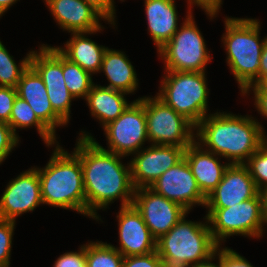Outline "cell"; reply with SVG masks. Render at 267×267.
Masks as SVG:
<instances>
[{
	"mask_svg": "<svg viewBox=\"0 0 267 267\" xmlns=\"http://www.w3.org/2000/svg\"><path fill=\"white\" fill-rule=\"evenodd\" d=\"M74 153L80 158L86 196V216L102 221L97 210H105L120 198L121 206L132 205L135 188L131 179L130 162L124 156L102 149L92 138H79Z\"/></svg>",
	"mask_w": 267,
	"mask_h": 267,
	"instance_id": "1",
	"label": "cell"
},
{
	"mask_svg": "<svg viewBox=\"0 0 267 267\" xmlns=\"http://www.w3.org/2000/svg\"><path fill=\"white\" fill-rule=\"evenodd\" d=\"M257 121L249 115L209 114L196 126L195 140L230 164H244L262 146L264 128Z\"/></svg>",
	"mask_w": 267,
	"mask_h": 267,
	"instance_id": "2",
	"label": "cell"
},
{
	"mask_svg": "<svg viewBox=\"0 0 267 267\" xmlns=\"http://www.w3.org/2000/svg\"><path fill=\"white\" fill-rule=\"evenodd\" d=\"M43 204L86 215V196L80 158L56 144L44 168H37Z\"/></svg>",
	"mask_w": 267,
	"mask_h": 267,
	"instance_id": "3",
	"label": "cell"
},
{
	"mask_svg": "<svg viewBox=\"0 0 267 267\" xmlns=\"http://www.w3.org/2000/svg\"><path fill=\"white\" fill-rule=\"evenodd\" d=\"M222 42L227 52V65L241 93L259 84V66L267 36L260 40V21L252 18H225Z\"/></svg>",
	"mask_w": 267,
	"mask_h": 267,
	"instance_id": "4",
	"label": "cell"
},
{
	"mask_svg": "<svg viewBox=\"0 0 267 267\" xmlns=\"http://www.w3.org/2000/svg\"><path fill=\"white\" fill-rule=\"evenodd\" d=\"M184 215L166 234L156 240V251L166 267H189L212 257L219 245L205 223L185 220Z\"/></svg>",
	"mask_w": 267,
	"mask_h": 267,
	"instance_id": "5",
	"label": "cell"
},
{
	"mask_svg": "<svg viewBox=\"0 0 267 267\" xmlns=\"http://www.w3.org/2000/svg\"><path fill=\"white\" fill-rule=\"evenodd\" d=\"M206 72L165 71L157 97L197 126L208 112Z\"/></svg>",
	"mask_w": 267,
	"mask_h": 267,
	"instance_id": "6",
	"label": "cell"
},
{
	"mask_svg": "<svg viewBox=\"0 0 267 267\" xmlns=\"http://www.w3.org/2000/svg\"><path fill=\"white\" fill-rule=\"evenodd\" d=\"M192 14H187L180 29L158 50L164 60L165 71L206 72L211 55Z\"/></svg>",
	"mask_w": 267,
	"mask_h": 267,
	"instance_id": "7",
	"label": "cell"
},
{
	"mask_svg": "<svg viewBox=\"0 0 267 267\" xmlns=\"http://www.w3.org/2000/svg\"><path fill=\"white\" fill-rule=\"evenodd\" d=\"M206 209L210 231L219 246L226 241V237L233 235L260 238L265 233L259 193L254 198L228 208Z\"/></svg>",
	"mask_w": 267,
	"mask_h": 267,
	"instance_id": "8",
	"label": "cell"
},
{
	"mask_svg": "<svg viewBox=\"0 0 267 267\" xmlns=\"http://www.w3.org/2000/svg\"><path fill=\"white\" fill-rule=\"evenodd\" d=\"M147 137L152 145L188 147L195 141L196 126L156 95L144 97Z\"/></svg>",
	"mask_w": 267,
	"mask_h": 267,
	"instance_id": "9",
	"label": "cell"
},
{
	"mask_svg": "<svg viewBox=\"0 0 267 267\" xmlns=\"http://www.w3.org/2000/svg\"><path fill=\"white\" fill-rule=\"evenodd\" d=\"M103 129L108 149L101 146L89 133L82 131L79 137L92 138L102 149L124 157L139 152L145 141L149 142L144 97L131 102L116 120L108 123Z\"/></svg>",
	"mask_w": 267,
	"mask_h": 267,
	"instance_id": "10",
	"label": "cell"
},
{
	"mask_svg": "<svg viewBox=\"0 0 267 267\" xmlns=\"http://www.w3.org/2000/svg\"><path fill=\"white\" fill-rule=\"evenodd\" d=\"M30 66L42 78L53 110L69 123L71 102L75 98L65 85L63 54L55 46L42 44L39 52L32 51Z\"/></svg>",
	"mask_w": 267,
	"mask_h": 267,
	"instance_id": "11",
	"label": "cell"
},
{
	"mask_svg": "<svg viewBox=\"0 0 267 267\" xmlns=\"http://www.w3.org/2000/svg\"><path fill=\"white\" fill-rule=\"evenodd\" d=\"M132 205L141 214L152 236L157 240L169 232L189 212L150 188L134 191Z\"/></svg>",
	"mask_w": 267,
	"mask_h": 267,
	"instance_id": "12",
	"label": "cell"
},
{
	"mask_svg": "<svg viewBox=\"0 0 267 267\" xmlns=\"http://www.w3.org/2000/svg\"><path fill=\"white\" fill-rule=\"evenodd\" d=\"M186 148L151 144L133 154L130 167L134 188H149L164 172L184 158Z\"/></svg>",
	"mask_w": 267,
	"mask_h": 267,
	"instance_id": "13",
	"label": "cell"
},
{
	"mask_svg": "<svg viewBox=\"0 0 267 267\" xmlns=\"http://www.w3.org/2000/svg\"><path fill=\"white\" fill-rule=\"evenodd\" d=\"M149 188L180 204L188 212L197 204L205 206L206 196L198 187L185 158L164 172Z\"/></svg>",
	"mask_w": 267,
	"mask_h": 267,
	"instance_id": "14",
	"label": "cell"
},
{
	"mask_svg": "<svg viewBox=\"0 0 267 267\" xmlns=\"http://www.w3.org/2000/svg\"><path fill=\"white\" fill-rule=\"evenodd\" d=\"M43 204L38 171L35 167L9 181L0 199V219L15 221L23 213Z\"/></svg>",
	"mask_w": 267,
	"mask_h": 267,
	"instance_id": "15",
	"label": "cell"
},
{
	"mask_svg": "<svg viewBox=\"0 0 267 267\" xmlns=\"http://www.w3.org/2000/svg\"><path fill=\"white\" fill-rule=\"evenodd\" d=\"M258 193L248 168L244 164H229L221 182L207 195L205 208H228L254 198Z\"/></svg>",
	"mask_w": 267,
	"mask_h": 267,
	"instance_id": "16",
	"label": "cell"
},
{
	"mask_svg": "<svg viewBox=\"0 0 267 267\" xmlns=\"http://www.w3.org/2000/svg\"><path fill=\"white\" fill-rule=\"evenodd\" d=\"M117 220L120 247L114 246V248L124 257L145 255L156 251V239L133 205L121 207Z\"/></svg>",
	"mask_w": 267,
	"mask_h": 267,
	"instance_id": "17",
	"label": "cell"
},
{
	"mask_svg": "<svg viewBox=\"0 0 267 267\" xmlns=\"http://www.w3.org/2000/svg\"><path fill=\"white\" fill-rule=\"evenodd\" d=\"M46 5L63 31L69 33L92 32L103 27L100 19L105 21L96 9L82 0H51Z\"/></svg>",
	"mask_w": 267,
	"mask_h": 267,
	"instance_id": "18",
	"label": "cell"
},
{
	"mask_svg": "<svg viewBox=\"0 0 267 267\" xmlns=\"http://www.w3.org/2000/svg\"><path fill=\"white\" fill-rule=\"evenodd\" d=\"M17 96L25 100L36 116L55 134L56 127L67 123L53 110L45 84L39 74L29 66L16 87Z\"/></svg>",
	"mask_w": 267,
	"mask_h": 267,
	"instance_id": "19",
	"label": "cell"
},
{
	"mask_svg": "<svg viewBox=\"0 0 267 267\" xmlns=\"http://www.w3.org/2000/svg\"><path fill=\"white\" fill-rule=\"evenodd\" d=\"M186 159L201 192L207 195L221 182L230 163L221 164L219 155L203 149L196 140L185 149ZM219 159V160H218Z\"/></svg>",
	"mask_w": 267,
	"mask_h": 267,
	"instance_id": "20",
	"label": "cell"
},
{
	"mask_svg": "<svg viewBox=\"0 0 267 267\" xmlns=\"http://www.w3.org/2000/svg\"><path fill=\"white\" fill-rule=\"evenodd\" d=\"M144 4L148 32L158 51L179 29L175 0H145Z\"/></svg>",
	"mask_w": 267,
	"mask_h": 267,
	"instance_id": "21",
	"label": "cell"
},
{
	"mask_svg": "<svg viewBox=\"0 0 267 267\" xmlns=\"http://www.w3.org/2000/svg\"><path fill=\"white\" fill-rule=\"evenodd\" d=\"M102 29L101 27L88 33H71L72 37L64 44L65 47L57 46V49L71 62L78 64L91 75L100 73L103 55L107 47L98 45V43L89 39L86 34H94Z\"/></svg>",
	"mask_w": 267,
	"mask_h": 267,
	"instance_id": "22",
	"label": "cell"
},
{
	"mask_svg": "<svg viewBox=\"0 0 267 267\" xmlns=\"http://www.w3.org/2000/svg\"><path fill=\"white\" fill-rule=\"evenodd\" d=\"M125 94L127 95L125 92L94 83L85 98L91 116L97 118L103 127L116 120L130 104Z\"/></svg>",
	"mask_w": 267,
	"mask_h": 267,
	"instance_id": "23",
	"label": "cell"
},
{
	"mask_svg": "<svg viewBox=\"0 0 267 267\" xmlns=\"http://www.w3.org/2000/svg\"><path fill=\"white\" fill-rule=\"evenodd\" d=\"M124 53L107 47L103 55L100 72L105 73L109 82V85L105 87L130 94L139 87V80L134 66Z\"/></svg>",
	"mask_w": 267,
	"mask_h": 267,
	"instance_id": "24",
	"label": "cell"
},
{
	"mask_svg": "<svg viewBox=\"0 0 267 267\" xmlns=\"http://www.w3.org/2000/svg\"><path fill=\"white\" fill-rule=\"evenodd\" d=\"M8 125L11 127L13 133L17 135L16 129L36 127L37 132L43 139L46 146L55 145L57 142L56 134H54L35 114L30 105L19 96L14 100L10 121Z\"/></svg>",
	"mask_w": 267,
	"mask_h": 267,
	"instance_id": "25",
	"label": "cell"
},
{
	"mask_svg": "<svg viewBox=\"0 0 267 267\" xmlns=\"http://www.w3.org/2000/svg\"><path fill=\"white\" fill-rule=\"evenodd\" d=\"M63 77L68 91L74 98H86L94 82L92 75L63 55Z\"/></svg>",
	"mask_w": 267,
	"mask_h": 267,
	"instance_id": "26",
	"label": "cell"
},
{
	"mask_svg": "<svg viewBox=\"0 0 267 267\" xmlns=\"http://www.w3.org/2000/svg\"><path fill=\"white\" fill-rule=\"evenodd\" d=\"M124 256L112 244L86 243V267H122Z\"/></svg>",
	"mask_w": 267,
	"mask_h": 267,
	"instance_id": "27",
	"label": "cell"
},
{
	"mask_svg": "<svg viewBox=\"0 0 267 267\" xmlns=\"http://www.w3.org/2000/svg\"><path fill=\"white\" fill-rule=\"evenodd\" d=\"M31 54L32 51H30L17 65L13 56L9 54L0 41V86L17 87L22 74L30 66Z\"/></svg>",
	"mask_w": 267,
	"mask_h": 267,
	"instance_id": "28",
	"label": "cell"
},
{
	"mask_svg": "<svg viewBox=\"0 0 267 267\" xmlns=\"http://www.w3.org/2000/svg\"><path fill=\"white\" fill-rule=\"evenodd\" d=\"M258 190L267 186V150L261 146L245 163Z\"/></svg>",
	"mask_w": 267,
	"mask_h": 267,
	"instance_id": "29",
	"label": "cell"
},
{
	"mask_svg": "<svg viewBox=\"0 0 267 267\" xmlns=\"http://www.w3.org/2000/svg\"><path fill=\"white\" fill-rule=\"evenodd\" d=\"M15 224L16 221L0 219V267L10 266Z\"/></svg>",
	"mask_w": 267,
	"mask_h": 267,
	"instance_id": "30",
	"label": "cell"
},
{
	"mask_svg": "<svg viewBox=\"0 0 267 267\" xmlns=\"http://www.w3.org/2000/svg\"><path fill=\"white\" fill-rule=\"evenodd\" d=\"M19 143V138L13 133L8 123L0 122V164L14 150Z\"/></svg>",
	"mask_w": 267,
	"mask_h": 267,
	"instance_id": "31",
	"label": "cell"
},
{
	"mask_svg": "<svg viewBox=\"0 0 267 267\" xmlns=\"http://www.w3.org/2000/svg\"><path fill=\"white\" fill-rule=\"evenodd\" d=\"M122 267H166L157 251L124 257Z\"/></svg>",
	"mask_w": 267,
	"mask_h": 267,
	"instance_id": "32",
	"label": "cell"
},
{
	"mask_svg": "<svg viewBox=\"0 0 267 267\" xmlns=\"http://www.w3.org/2000/svg\"><path fill=\"white\" fill-rule=\"evenodd\" d=\"M17 89L0 86V122L9 123Z\"/></svg>",
	"mask_w": 267,
	"mask_h": 267,
	"instance_id": "33",
	"label": "cell"
},
{
	"mask_svg": "<svg viewBox=\"0 0 267 267\" xmlns=\"http://www.w3.org/2000/svg\"><path fill=\"white\" fill-rule=\"evenodd\" d=\"M53 267H86V244L78 252H66L60 255Z\"/></svg>",
	"mask_w": 267,
	"mask_h": 267,
	"instance_id": "34",
	"label": "cell"
},
{
	"mask_svg": "<svg viewBox=\"0 0 267 267\" xmlns=\"http://www.w3.org/2000/svg\"><path fill=\"white\" fill-rule=\"evenodd\" d=\"M221 267H253L246 258L239 255L235 250L220 246Z\"/></svg>",
	"mask_w": 267,
	"mask_h": 267,
	"instance_id": "35",
	"label": "cell"
},
{
	"mask_svg": "<svg viewBox=\"0 0 267 267\" xmlns=\"http://www.w3.org/2000/svg\"><path fill=\"white\" fill-rule=\"evenodd\" d=\"M83 2L91 5L94 9H96L112 26L116 25L115 23V6L114 0H82Z\"/></svg>",
	"mask_w": 267,
	"mask_h": 267,
	"instance_id": "36",
	"label": "cell"
},
{
	"mask_svg": "<svg viewBox=\"0 0 267 267\" xmlns=\"http://www.w3.org/2000/svg\"><path fill=\"white\" fill-rule=\"evenodd\" d=\"M254 93V105L256 106L257 111L260 115L267 118V88L263 84H258L255 86L248 87L242 95H248V93L251 91Z\"/></svg>",
	"mask_w": 267,
	"mask_h": 267,
	"instance_id": "37",
	"label": "cell"
},
{
	"mask_svg": "<svg viewBox=\"0 0 267 267\" xmlns=\"http://www.w3.org/2000/svg\"><path fill=\"white\" fill-rule=\"evenodd\" d=\"M189 7H188V14H192V9L191 7L193 5H196L200 8H202L205 13L210 17V19H213L214 17H216L215 15L218 14L220 8H221V4L222 0H187Z\"/></svg>",
	"mask_w": 267,
	"mask_h": 267,
	"instance_id": "38",
	"label": "cell"
},
{
	"mask_svg": "<svg viewBox=\"0 0 267 267\" xmlns=\"http://www.w3.org/2000/svg\"><path fill=\"white\" fill-rule=\"evenodd\" d=\"M267 81V40L264 44L260 66H259V84H264Z\"/></svg>",
	"mask_w": 267,
	"mask_h": 267,
	"instance_id": "39",
	"label": "cell"
},
{
	"mask_svg": "<svg viewBox=\"0 0 267 267\" xmlns=\"http://www.w3.org/2000/svg\"><path fill=\"white\" fill-rule=\"evenodd\" d=\"M215 257L218 258V261H219L216 264L213 262V260H215ZM189 267H221V262H220V246L216 249V252L214 253V255L212 257H210L209 259H207L205 261H202V262H199L197 264L191 265Z\"/></svg>",
	"mask_w": 267,
	"mask_h": 267,
	"instance_id": "40",
	"label": "cell"
},
{
	"mask_svg": "<svg viewBox=\"0 0 267 267\" xmlns=\"http://www.w3.org/2000/svg\"><path fill=\"white\" fill-rule=\"evenodd\" d=\"M259 195L261 198L262 218L266 226L267 224V186L259 190Z\"/></svg>",
	"mask_w": 267,
	"mask_h": 267,
	"instance_id": "41",
	"label": "cell"
},
{
	"mask_svg": "<svg viewBox=\"0 0 267 267\" xmlns=\"http://www.w3.org/2000/svg\"><path fill=\"white\" fill-rule=\"evenodd\" d=\"M18 0H0V17Z\"/></svg>",
	"mask_w": 267,
	"mask_h": 267,
	"instance_id": "42",
	"label": "cell"
},
{
	"mask_svg": "<svg viewBox=\"0 0 267 267\" xmlns=\"http://www.w3.org/2000/svg\"><path fill=\"white\" fill-rule=\"evenodd\" d=\"M264 129L262 130V146L267 150V135Z\"/></svg>",
	"mask_w": 267,
	"mask_h": 267,
	"instance_id": "43",
	"label": "cell"
},
{
	"mask_svg": "<svg viewBox=\"0 0 267 267\" xmlns=\"http://www.w3.org/2000/svg\"><path fill=\"white\" fill-rule=\"evenodd\" d=\"M45 1V3L47 4V3H49L51 0H44Z\"/></svg>",
	"mask_w": 267,
	"mask_h": 267,
	"instance_id": "44",
	"label": "cell"
},
{
	"mask_svg": "<svg viewBox=\"0 0 267 267\" xmlns=\"http://www.w3.org/2000/svg\"><path fill=\"white\" fill-rule=\"evenodd\" d=\"M263 85L267 88V81Z\"/></svg>",
	"mask_w": 267,
	"mask_h": 267,
	"instance_id": "45",
	"label": "cell"
}]
</instances>
